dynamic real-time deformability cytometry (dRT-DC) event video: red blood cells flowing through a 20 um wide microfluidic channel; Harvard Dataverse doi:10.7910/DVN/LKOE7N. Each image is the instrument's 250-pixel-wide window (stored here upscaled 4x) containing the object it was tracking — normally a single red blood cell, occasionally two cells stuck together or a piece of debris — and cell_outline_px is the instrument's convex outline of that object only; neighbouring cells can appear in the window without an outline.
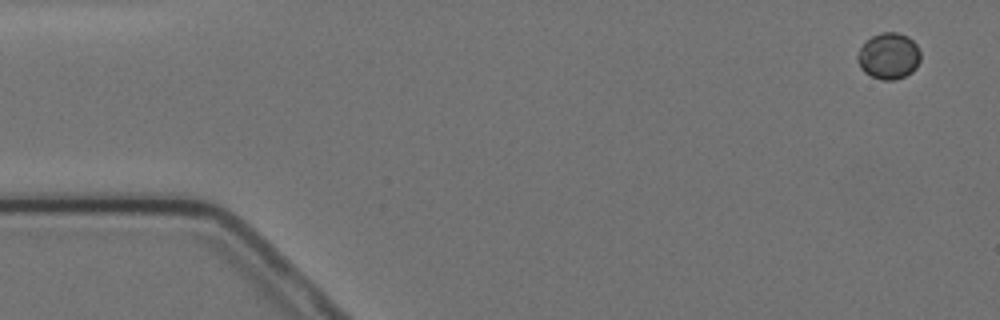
{"species": "Egyptian fruit bat (a non-hibernating species)", "species_latin": "Rousettus aegyptiacus", "temperature_condition": "cold", "stored_images_in_passage": 4, "camera_frame_rate_fps": 3000, "um_per_image_px": 0.085, "animal": {"sex": "female"}, "frame": {"image": 1, "passage_image": 1, "time_ms": 0.0, "image_size_px": [1000, 320], "cell_outline_px": [[920, 60], [916, 68], [912, 72], [896, 80], [884, 80], [872, 76], [864, 72], [860, 68], [856, 60], [856, 56], [860, 48], [872, 36], [880, 32], [896, 32], [908, 36], [916, 44], [920, 52]], "centroid_in_image_um": [75.54, 4.76], "position_along_channel_um": 9.5, "area_um2": 17.05}}